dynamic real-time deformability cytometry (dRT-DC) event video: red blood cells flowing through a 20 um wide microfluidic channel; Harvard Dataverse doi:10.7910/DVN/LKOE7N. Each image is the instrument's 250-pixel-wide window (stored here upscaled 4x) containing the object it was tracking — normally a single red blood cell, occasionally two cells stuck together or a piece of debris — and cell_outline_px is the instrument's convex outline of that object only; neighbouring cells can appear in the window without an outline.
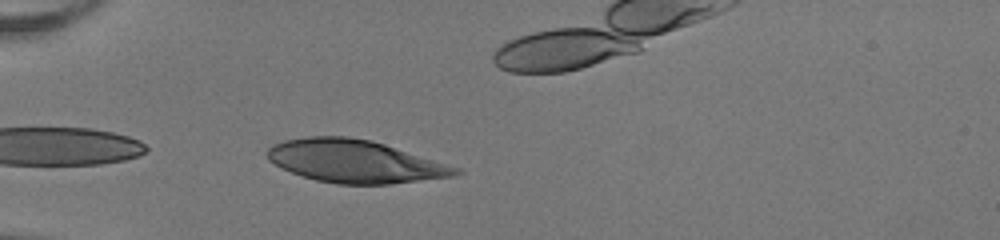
{"species": "human", "species_latin": "Homo sapiens", "temperature_condition": "room temperature", "stored_images_in_passage": 25, "camera_frame_rate_fps": 3000, "um_per_image_px": 0.085, "donor": {"sex": "female"}, "frame": {"image": 1, "passage_image": 2, "time_ms": 0.333, "image_size_px": [1000, 240], "cell_outline_px": [[464, 172], [456, 176], [392, 184], [336, 184], [316, 180], [292, 172], [268, 160], [268, 148], [272, 144], [284, 140], [308, 136], [348, 136], [372, 140], [460, 168]], "centroid_in_image_um": [30.19, 13.71], "position_along_channel_um": 54.8, "area_um2": 46.82}}
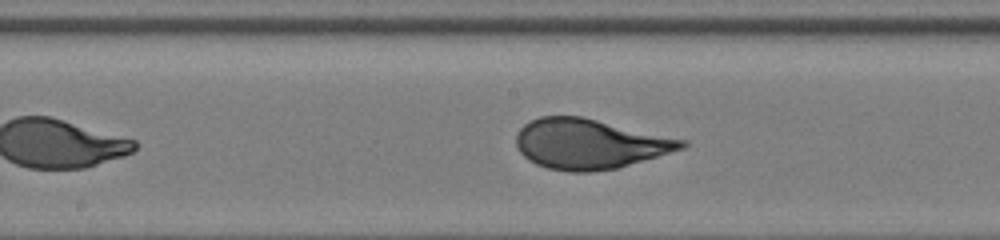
{"frame": {"image": 2, "passage_image": 14, "time_ms": 4.333, "image_size_px": [1000, 240], "cell_outline_px": [[688, 144], [684, 148], [616, 168], [592, 172], [568, 172], [548, 168], [536, 164], [528, 160], [516, 148], [516, 132], [524, 124], [540, 116], [580, 116], [688, 140]], "centroid_in_image_um": [50.08, 12.23], "position_along_channel_um": 198.1, "area_um2": 48.15}}
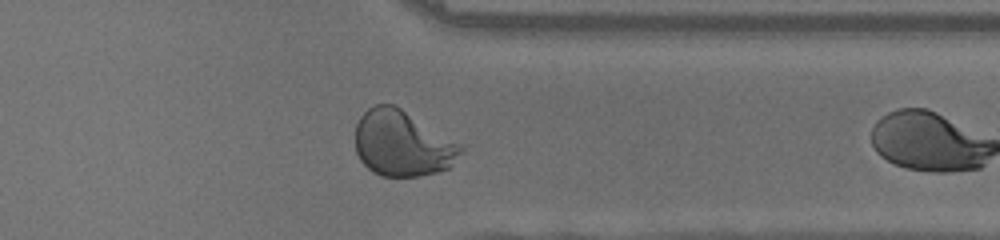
{"frame": {"image": 3, "passage_image": 24, "time_ms": 7.667, "image_size_px": [1000, 240], "cell_outline_px": [[464, 148], [452, 164], [448, 168], [436, 172], [420, 176], [380, 176], [372, 172], [360, 160], [356, 152], [356, 124], [360, 116], [368, 108], [376, 104], [396, 104], [464, 144]], "centroid_in_image_um": [34.22, 12.17], "position_along_channel_um": 377.2, "area_um2": 40.98}}